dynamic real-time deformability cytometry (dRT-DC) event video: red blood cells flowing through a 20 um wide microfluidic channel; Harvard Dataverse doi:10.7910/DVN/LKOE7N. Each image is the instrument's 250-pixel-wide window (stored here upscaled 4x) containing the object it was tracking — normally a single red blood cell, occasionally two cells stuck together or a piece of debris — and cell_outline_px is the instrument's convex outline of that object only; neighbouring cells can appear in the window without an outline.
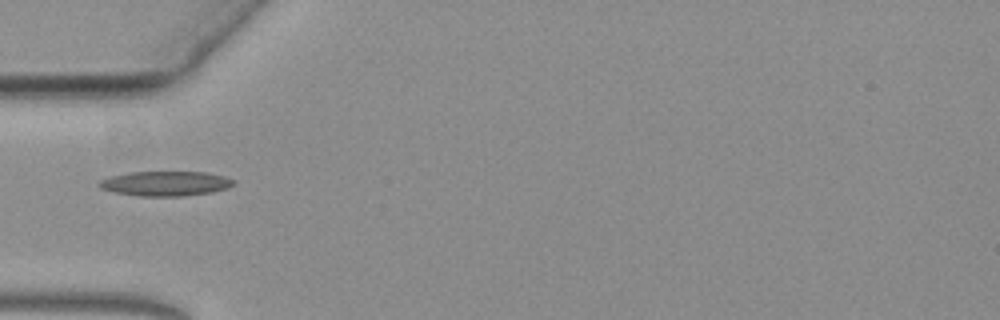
{"species": "common noctule bat (a hibernating species)", "species_latin": "Nyctalus noctula", "temperature_condition": "warm", "stored_images_in_passage": 42, "camera_frame_rate_fps": 3000, "um_per_image_px": 0.085, "animal": {"sex": "female", "body_mass_g": 19.3, "forearm_length_mm": 54.1}, "frame": {"image": 1, "passage_image": 1, "time_ms": 0.0, "image_size_px": [1000, 320], "cell_outline_px": [[236, 184], [228, 188], [208, 192], [184, 196], [140, 196], [116, 192], [100, 188], [96, 184], [100, 180], [112, 176], [132, 172], [204, 172], [224, 176], [236, 180]], "centroid_in_image_um": [14.09, 15.6], "position_along_channel_um": 70.9, "area_um2": 19.25}}
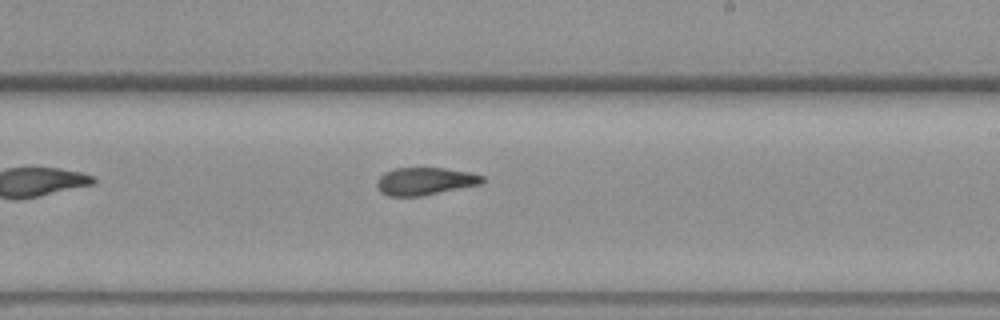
{"frame": {"image": 2, "passage_image": 17, "time_ms": 5.333, "image_size_px": [1000, 320], "cell_outline_px": [[484, 180], [480, 184], [420, 196], [388, 196], [380, 192], [376, 184], [376, 180], [384, 172], [392, 168], [444, 168], [472, 172], [484, 176]], "centroid_in_image_um": [36.09, 15.39], "position_along_channel_um": 252.9, "area_um2": 16.99}}
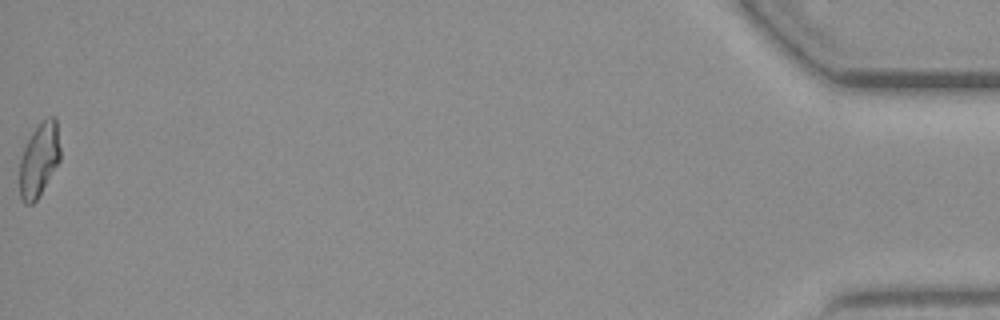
{"frame": {"image": 3, "passage_image": 42, "time_ms": 13.667, "image_size_px": [1000, 320], "cell_outline_px": [[60, 160], [36, 200], [32, 204], [24, 204], [20, 196], [20, 160], [24, 148], [32, 132], [48, 116], [56, 116], [60, 148]], "centroid_in_image_um": [3.33, 13.57], "position_along_channel_um": 431.9, "area_um2": 17.22}}